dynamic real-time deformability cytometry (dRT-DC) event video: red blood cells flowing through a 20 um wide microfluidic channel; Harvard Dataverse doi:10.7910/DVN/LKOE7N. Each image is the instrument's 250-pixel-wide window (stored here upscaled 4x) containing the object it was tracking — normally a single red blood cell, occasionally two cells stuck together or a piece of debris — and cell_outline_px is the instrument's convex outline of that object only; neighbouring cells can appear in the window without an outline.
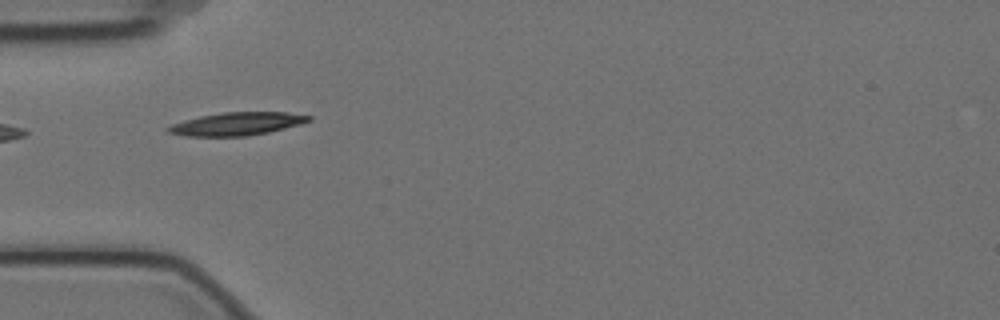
{"species": "Egyptian fruit bat (a non-hibernating species)", "species_latin": "Rousettus aegyptiacus", "temperature_condition": "cold", "stored_images_in_passage": 1, "camera_frame_rate_fps": 3000, "um_per_image_px": 0.085, "animal": {"sex": "female"}, "frame": {"image": 1, "passage_image": 1, "time_ms": 0.0, "image_size_px": [1000, 320], "cell_outline_px": [[312, 120], [300, 124], [268, 132], [244, 136], [188, 136], [168, 132], [164, 128], [172, 124], [184, 120], [200, 116], [220, 112], [288, 112], [312, 116]], "centroid_in_image_um": [20.13, 10.51], "position_along_channel_um": 64.9, "area_um2": 18.79}}